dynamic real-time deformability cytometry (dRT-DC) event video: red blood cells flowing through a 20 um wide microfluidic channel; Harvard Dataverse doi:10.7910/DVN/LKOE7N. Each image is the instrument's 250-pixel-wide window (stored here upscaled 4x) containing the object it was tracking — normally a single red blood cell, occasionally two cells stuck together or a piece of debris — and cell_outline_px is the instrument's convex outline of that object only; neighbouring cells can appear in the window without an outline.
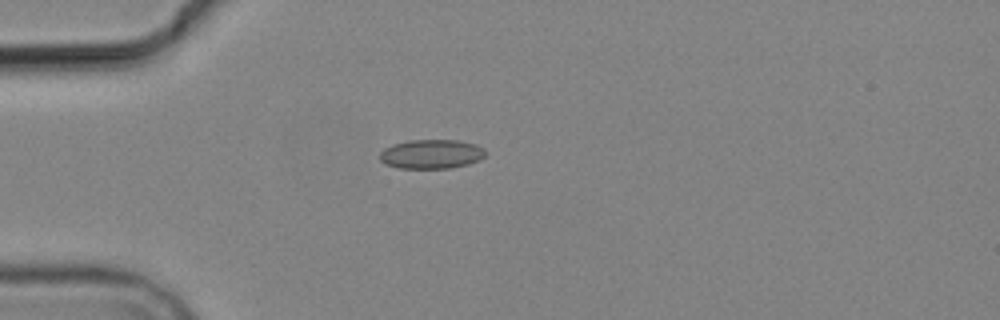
{"species": "common noctule bat (a hibernating species)", "species_latin": "Nyctalus noctula", "temperature_condition": "cold", "stored_images_in_passage": 6, "camera_frame_rate_fps": 3000, "um_per_image_px": 0.085, "animal": {"sex": "male", "body_mass_g": 19.2, "forearm_length_mm": 51.8}, "frame": {"image": 1, "passage_image": 5, "time_ms": 4.667, "image_size_px": [1000, 320], "cell_outline_px": [[488, 152], [480, 160], [468, 164], [452, 168], [396, 168], [384, 164], [380, 160], [380, 152], [384, 148], [392, 144], [408, 140], [460, 140], [476, 144], [484, 148]], "centroid_in_image_um": [36.68, 13.09], "position_along_channel_um": 48.3, "area_um2": 18.32}}